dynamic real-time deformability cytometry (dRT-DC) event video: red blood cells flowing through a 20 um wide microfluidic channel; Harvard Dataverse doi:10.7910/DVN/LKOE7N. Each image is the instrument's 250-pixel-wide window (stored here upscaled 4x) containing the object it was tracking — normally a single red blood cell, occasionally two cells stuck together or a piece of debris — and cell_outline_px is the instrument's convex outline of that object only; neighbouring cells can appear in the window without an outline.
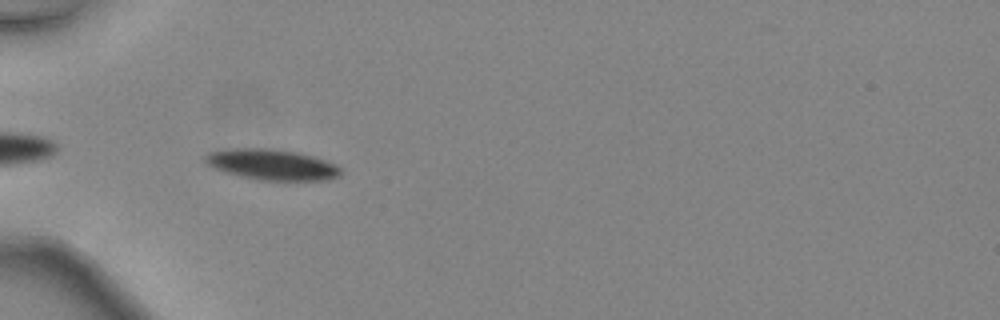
{"species": "common noctule bat (a hibernating species)", "species_latin": "Nyctalus noctula", "temperature_condition": "warm", "stored_images_in_passage": 18, "camera_frame_rate_fps": 3000, "um_per_image_px": 0.085, "animal": {"sex": "female", "body_mass_g": 24.6, "forearm_length_mm": 56.2}, "frame": {"image": 1, "passage_image": 2, "time_ms": 0.333, "image_size_px": [1000, 320], "cell_outline_px": [[340, 176], [328, 180], [256, 180], [224, 172], [212, 168], [204, 160], [204, 156], [208, 152], [232, 148], [264, 148], [296, 152], [312, 156], [336, 164], [340, 168]], "centroid_in_image_um": [23.07, 13.99], "position_along_channel_um": 61.9, "area_um2": 24.28}}
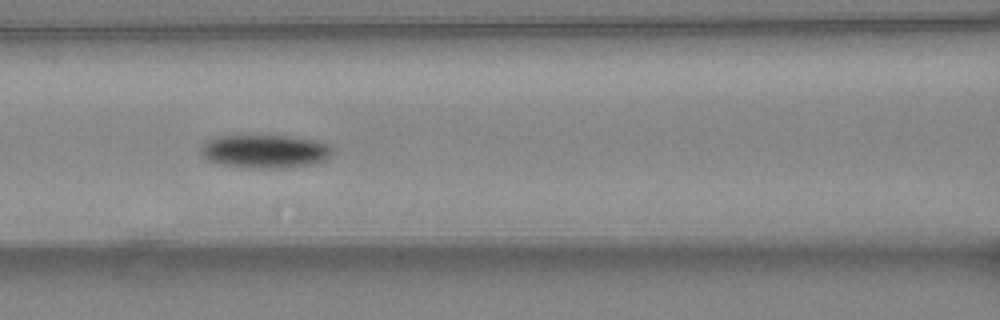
{"frame": {"image": 2, "passage_image": 8, "time_ms": 2.333, "image_size_px": [1000, 320], "cell_outline_px": [[332, 156], [324, 160], [312, 164], [284, 168], [248, 168], [216, 164], [208, 160], [200, 152], [200, 148], [208, 140], [216, 136], [296, 136], [320, 140], [328, 144], [332, 148]], "centroid_in_image_um": [22.55, 12.86], "position_along_channel_um": 144.0, "area_um2": 25.95}}
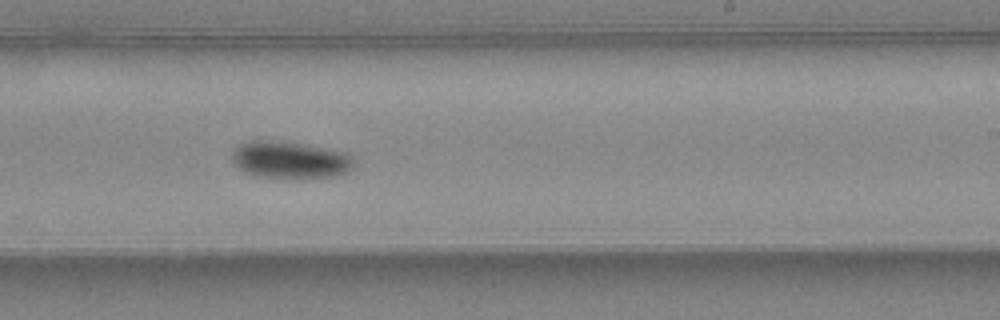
{"frame": {"image": 3, "passage_image": 16, "time_ms": 5.0, "image_size_px": [1000, 320], "cell_outline_px": [[352, 168], [348, 172], [340, 176], [304, 180], [288, 180], [256, 176], [244, 172], [232, 160], [232, 152], [240, 144], [248, 140], [276, 140], [304, 144], [348, 152], [352, 156]], "centroid_in_image_um": [24.69, 13.63], "position_along_channel_um": 264.3, "area_um2": 27.4}}